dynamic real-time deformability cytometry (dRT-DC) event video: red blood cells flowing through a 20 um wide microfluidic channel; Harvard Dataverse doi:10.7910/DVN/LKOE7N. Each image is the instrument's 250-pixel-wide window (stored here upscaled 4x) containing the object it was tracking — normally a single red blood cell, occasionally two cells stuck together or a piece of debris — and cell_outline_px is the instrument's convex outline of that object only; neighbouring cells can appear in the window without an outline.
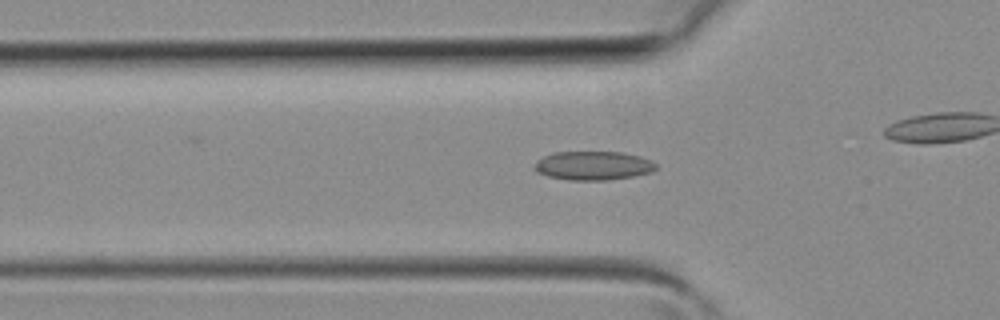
{"species": "common noctule bat (a hibernating species)", "species_latin": "Nyctalus noctula", "temperature_condition": "room temperature", "stored_images_in_passage": 30, "camera_frame_rate_fps": 3000, "um_per_image_px": 0.085, "animal": {"sex": "female", "body_mass_g": 19.3, "forearm_length_mm": 54.1}, "frame": {"image": 1, "passage_image": 11, "time_ms": 3.333, "image_size_px": [1000, 320], "cell_outline_px": [[656, 168], [652, 172], [632, 176], [608, 180], [568, 180], [548, 176], [536, 172], [532, 168], [536, 160], [552, 152], [620, 152], [640, 156], [652, 160], [656, 164]], "centroid_in_image_um": [50.39, 14.07], "position_along_channel_um": 75.4, "area_um2": 20.58}}
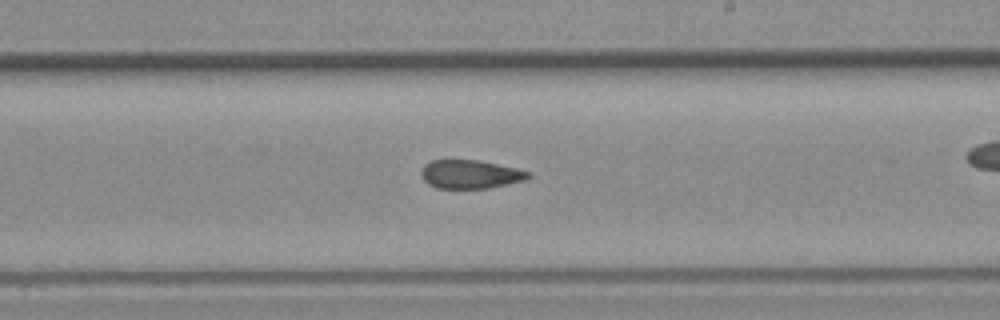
{"frame": {"image": 2, "passage_image": 21, "time_ms": 6.667, "image_size_px": [1000, 320], "cell_outline_px": [[532, 176], [524, 180], [488, 188], [436, 188], [428, 184], [424, 180], [420, 172], [424, 164], [432, 160], [448, 156], [476, 160], [516, 168], [528, 172]], "centroid_in_image_um": [39.88, 14.76], "position_along_channel_um": 249.1, "area_um2": 18.26}}
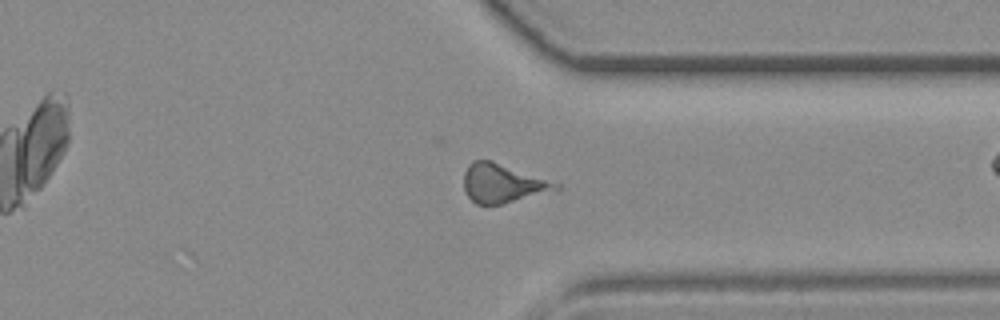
{"frame": {"image": 3, "passage_image": 28, "time_ms": 9.0, "image_size_px": [1000, 320], "cell_outline_px": [[560, 188], [504, 204], [476, 204], [464, 192], [464, 172], [468, 164], [472, 160], [492, 160], [560, 184]], "centroid_in_image_um": [42.66, 15.57], "position_along_channel_um": 368.7, "area_um2": 20.58}}